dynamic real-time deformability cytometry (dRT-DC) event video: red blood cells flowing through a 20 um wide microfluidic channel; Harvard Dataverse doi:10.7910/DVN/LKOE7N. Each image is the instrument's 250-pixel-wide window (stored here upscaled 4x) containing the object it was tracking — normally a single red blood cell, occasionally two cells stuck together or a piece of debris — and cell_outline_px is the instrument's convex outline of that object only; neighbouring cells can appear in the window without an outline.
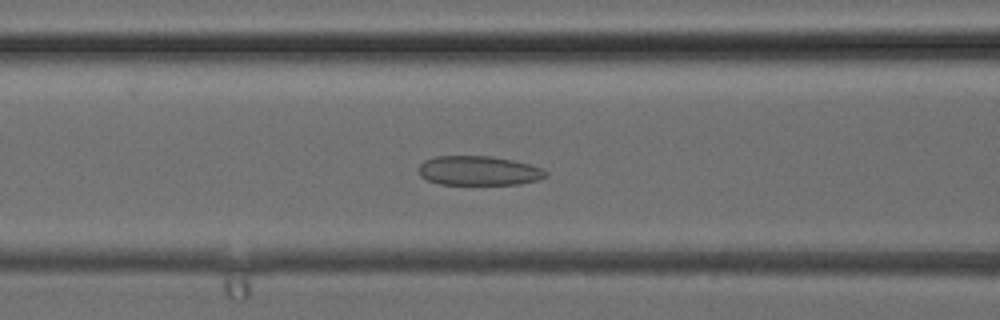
{"species": "common noctule bat (a hibernating species)", "species_latin": "Nyctalus noctula", "temperature_condition": "cold", "stored_images_in_passage": 28, "camera_frame_rate_fps": 3000, "um_per_image_px": 0.085, "animal": {"sex": "female", "body_mass_g": 24.6, "forearm_length_mm": 56.2}, "frame": {"image": 1, "passage_image": 10, "time_ms": 3.0, "image_size_px": [1000, 320], "cell_outline_px": [[548, 172], [544, 176], [536, 180], [520, 184], [440, 184], [428, 180], [420, 176], [416, 168], [424, 160], [436, 156], [492, 156], [512, 160], [544, 168]], "centroid_in_image_um": [40.65, 14.5], "position_along_channel_um": 126.0, "area_um2": 21.79}}
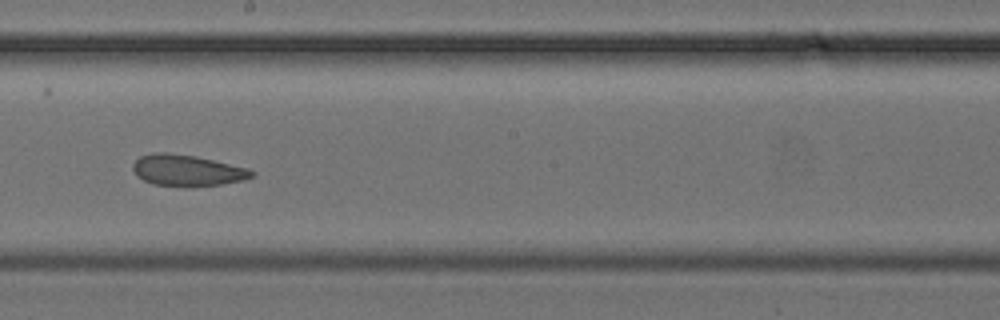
{"frame": {"image": 2, "passage_image": 16, "time_ms": 5.0, "image_size_px": [1000, 320], "cell_outline_px": [[256, 176], [244, 180], [220, 184], [192, 188], [152, 184], [136, 176], [132, 168], [132, 164], [140, 156], [152, 152], [168, 152], [196, 156], [248, 168], [256, 172]], "centroid_in_image_um": [15.91, 14.49], "position_along_channel_um": 232.3, "area_um2": 22.14}}
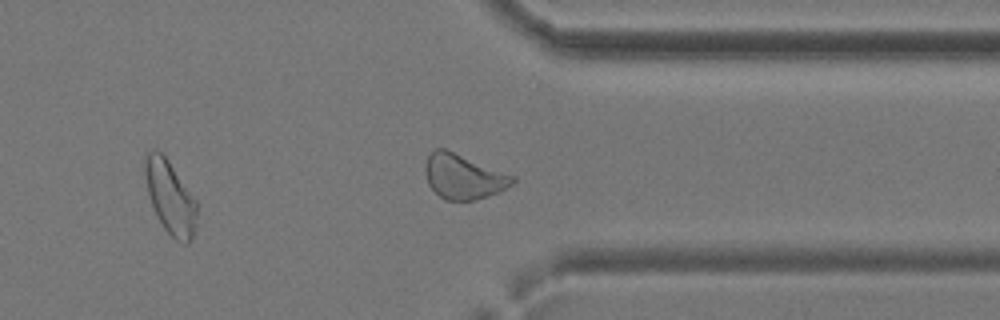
{"frame": {"image": 3, "passage_image": 24, "time_ms": 7.667, "image_size_px": [1000, 320], "cell_outline_px": [[516, 180], [512, 184], [500, 192], [476, 200], [444, 200], [428, 184], [424, 168], [424, 164], [428, 156], [436, 148], [444, 148], [516, 176]], "centroid_in_image_um": [39.4, 15.01], "position_along_channel_um": 372.0, "area_um2": 22.83}}